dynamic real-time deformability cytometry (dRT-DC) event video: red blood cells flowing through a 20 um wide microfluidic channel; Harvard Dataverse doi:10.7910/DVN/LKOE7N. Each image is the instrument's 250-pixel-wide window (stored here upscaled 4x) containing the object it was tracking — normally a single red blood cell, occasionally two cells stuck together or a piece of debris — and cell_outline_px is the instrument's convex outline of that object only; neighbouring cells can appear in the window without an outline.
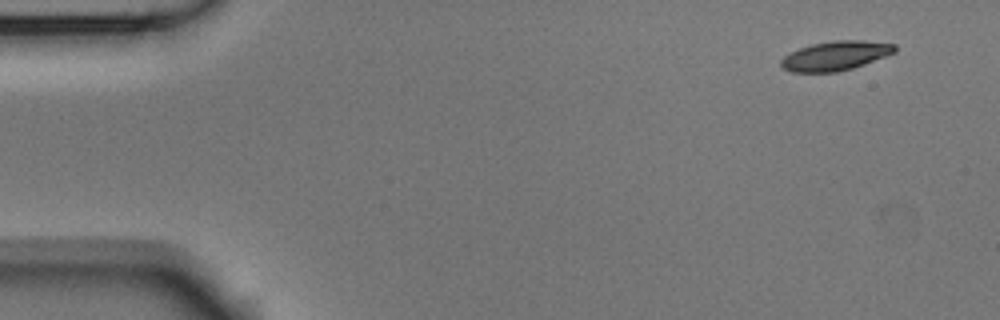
{"species": "Egyptian fruit bat (a non-hibernating species)", "species_latin": "Rousettus aegyptiacus", "temperature_condition": "room temperature", "stored_images_in_passage": 6, "camera_frame_rate_fps": 3000, "um_per_image_px": 0.085, "animal": {"sex": "male"}, "frame": {"image": 1, "passage_image": 1, "time_ms": 0.0, "image_size_px": [1000, 320], "cell_outline_px": [[896, 52], [864, 64], [852, 68], [836, 72], [792, 72], [784, 68], [780, 64], [780, 60], [784, 56], [800, 48], [812, 44], [832, 40], [864, 40], [896, 44]], "centroid_in_image_um": [71.03, 4.73], "position_along_channel_um": 14.0, "area_um2": 19.36}}
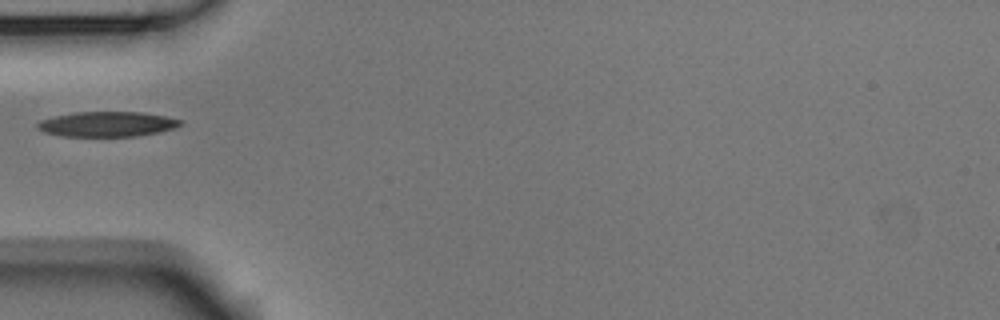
{"frame": {"image": 2, "passage_image": 5, "time_ms": 1.333, "image_size_px": [1000, 320], "cell_outline_px": [[184, 124], [176, 128], [160, 132], [136, 136], [64, 136], [44, 132], [36, 128], [36, 124], [40, 120], [56, 116], [76, 112], [144, 112], [164, 116], [180, 120]], "centroid_in_image_um": [9.13, 10.55], "position_along_channel_um": 75.9, "area_um2": 20.87}}
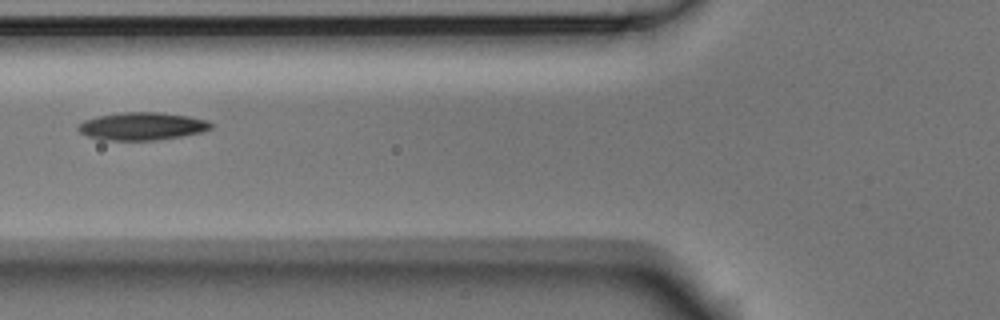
{"frame": {"image": 3, "passage_image": 6, "time_ms": 1.667, "image_size_px": [1000, 320], "cell_outline_px": [[212, 128], [204, 132], [156, 140], [104, 140], [88, 136], [80, 132], [76, 128], [84, 120], [100, 116], [120, 112], [160, 112], [188, 116], [208, 120], [212, 124]], "centroid_in_image_um": [12.1, 10.72], "position_along_channel_um": 113.7, "area_um2": 21.44}}